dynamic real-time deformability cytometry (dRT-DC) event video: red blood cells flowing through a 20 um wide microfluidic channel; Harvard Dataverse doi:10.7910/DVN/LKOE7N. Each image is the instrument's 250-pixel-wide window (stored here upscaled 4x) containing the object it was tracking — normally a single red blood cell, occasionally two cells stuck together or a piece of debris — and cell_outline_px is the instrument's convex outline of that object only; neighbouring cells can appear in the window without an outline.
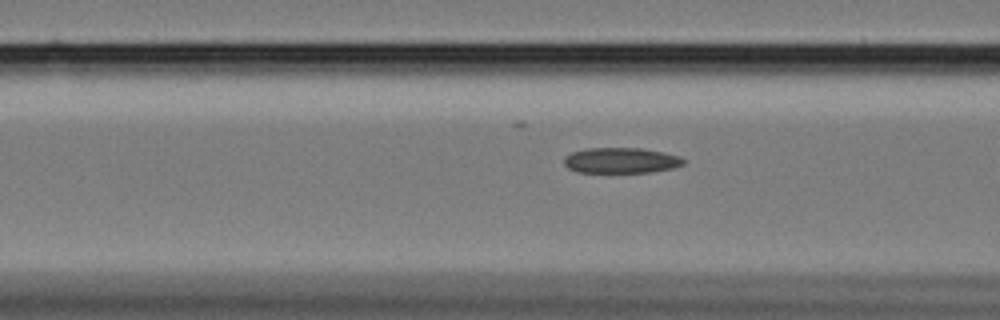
{"species": "Egyptian fruit bat (a non-hibernating species)", "species_latin": "Rousettus aegyptiacus", "temperature_condition": "cold", "stored_images_in_passage": 16, "camera_frame_rate_fps": 3000, "um_per_image_px": 0.085, "animal": {"sex": "female"}, "frame": {"image": 1, "passage_image": 14, "time_ms": 4.333, "image_size_px": [1000, 320], "cell_outline_px": [[684, 164], [672, 168], [652, 172], [576, 172], [568, 168], [564, 164], [564, 156], [572, 152], [588, 148], [644, 148], [664, 152], [680, 156], [684, 160]], "centroid_in_image_um": [52.78, 13.63], "position_along_channel_um": 113.8, "area_um2": 17.86}}